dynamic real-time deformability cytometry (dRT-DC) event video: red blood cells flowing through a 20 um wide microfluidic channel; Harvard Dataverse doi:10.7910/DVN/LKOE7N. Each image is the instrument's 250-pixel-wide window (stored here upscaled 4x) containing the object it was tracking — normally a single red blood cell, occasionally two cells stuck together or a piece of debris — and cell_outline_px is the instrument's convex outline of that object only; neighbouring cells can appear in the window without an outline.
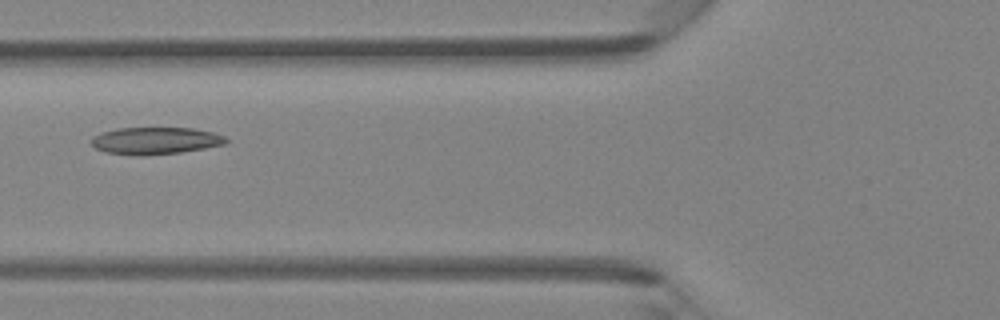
{"species": "Egyptian fruit bat (a non-hibernating species)", "species_latin": "Rousettus aegyptiacus", "temperature_condition": "room temperature", "stored_images_in_passage": 2, "camera_frame_rate_fps": 3000, "um_per_image_px": 0.085, "animal": {"sex": "female"}, "frame": {"image": 1, "passage_image": 2, "time_ms": 1.0, "image_size_px": [1000, 320], "cell_outline_px": [[228, 140], [224, 144], [204, 148], [180, 152], [144, 156], [136, 156], [104, 152], [96, 148], [92, 144], [92, 136], [100, 132], [116, 128], [192, 128], [212, 132], [224, 136]], "centroid_in_image_um": [13.16, 11.96], "position_along_channel_um": 112.6, "area_um2": 21.33}}